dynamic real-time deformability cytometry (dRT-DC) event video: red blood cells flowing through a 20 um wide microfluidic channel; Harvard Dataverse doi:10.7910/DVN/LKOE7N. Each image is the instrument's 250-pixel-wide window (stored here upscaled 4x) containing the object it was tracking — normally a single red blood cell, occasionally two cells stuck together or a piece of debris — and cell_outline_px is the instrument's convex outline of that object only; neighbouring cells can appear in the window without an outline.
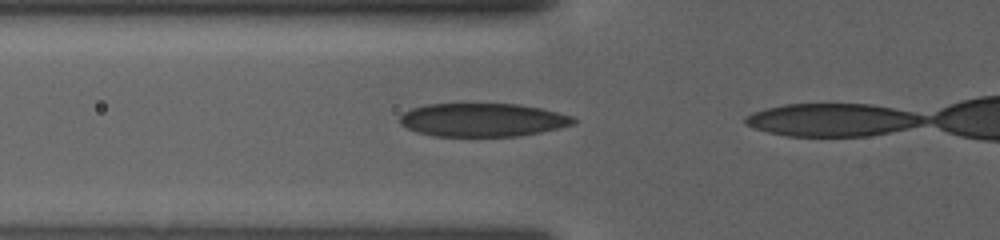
{"species": "human", "species_latin": "Homo sapiens", "temperature_condition": "warm", "stored_images_in_passage": 26, "camera_frame_rate_fps": 3000, "um_per_image_px": 0.085, "donor": {"sex": "female"}, "frame": {"image": 1, "passage_image": 24, "time_ms": 7.667, "image_size_px": [1000, 240], "cell_outline_px": [[576, 124], [560, 128], [520, 136], [436, 136], [416, 132], [400, 124], [400, 116], [404, 112], [412, 108], [428, 104], [520, 104], [540, 108], [572, 116], [576, 120]], "centroid_in_image_um": [41.04, 10.19], "position_along_channel_um": 84.8, "area_um2": 33.76}}